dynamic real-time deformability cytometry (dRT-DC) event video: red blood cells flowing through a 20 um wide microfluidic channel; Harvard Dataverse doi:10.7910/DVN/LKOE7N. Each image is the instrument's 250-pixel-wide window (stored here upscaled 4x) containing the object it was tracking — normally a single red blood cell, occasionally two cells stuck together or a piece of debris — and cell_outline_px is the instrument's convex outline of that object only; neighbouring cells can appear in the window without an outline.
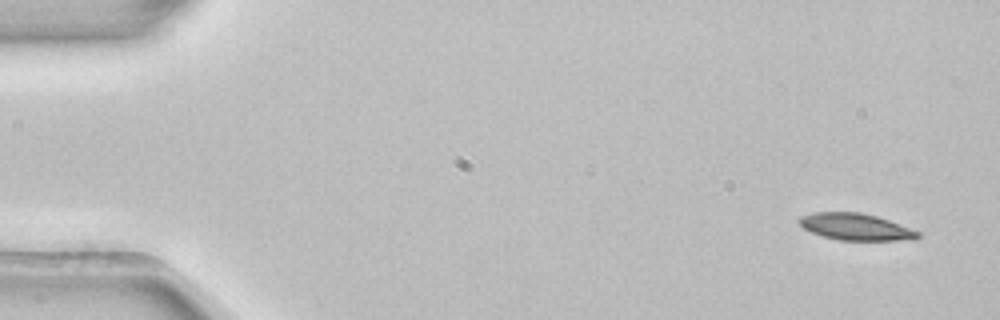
{"species": "common noctule bat (a hibernating species)", "species_latin": "Nyctalus noctula", "temperature_condition": "room temperature", "stored_images_in_passage": 4, "camera_frame_rate_fps": 3000, "um_per_image_px": 0.085, "animal": {"sex": "female", "body_mass_g": 22.7, "forearm_length_mm": 54.2}, "frame": {"image": 1, "passage_image": 1, "time_ms": 0.0, "image_size_px": [1000, 320], "cell_outline_px": [[920, 236], [916, 240], [840, 240], [824, 236], [812, 232], [804, 228], [796, 220], [800, 216], [812, 212], [860, 212], [876, 216], [888, 220], [920, 232]], "centroid_in_image_um": [72.72, 19.27], "position_along_channel_um": 12.3, "area_um2": 18.44}}
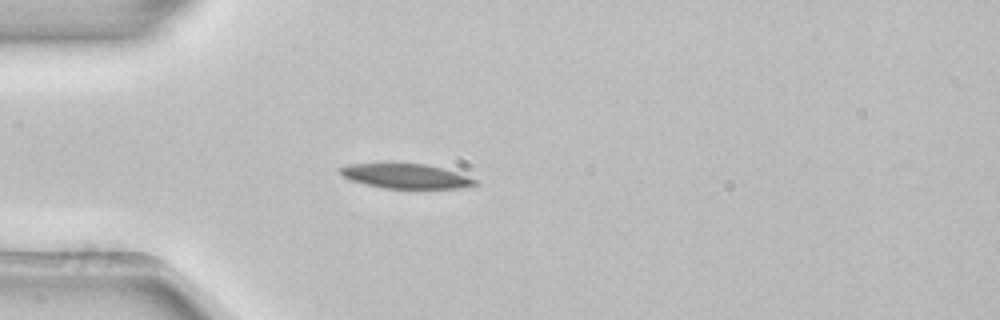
{"frame": {"image": 2, "passage_image": 4, "time_ms": 1.0, "image_size_px": [1000, 320], "cell_outline_px": [[480, 184], [460, 188], [384, 188], [364, 184], [348, 180], [336, 168], [348, 164], [424, 164], [444, 168], [468, 176], [476, 180]], "centroid_in_image_um": [34.48, 14.97], "position_along_channel_um": 50.5, "area_um2": 19.31}}